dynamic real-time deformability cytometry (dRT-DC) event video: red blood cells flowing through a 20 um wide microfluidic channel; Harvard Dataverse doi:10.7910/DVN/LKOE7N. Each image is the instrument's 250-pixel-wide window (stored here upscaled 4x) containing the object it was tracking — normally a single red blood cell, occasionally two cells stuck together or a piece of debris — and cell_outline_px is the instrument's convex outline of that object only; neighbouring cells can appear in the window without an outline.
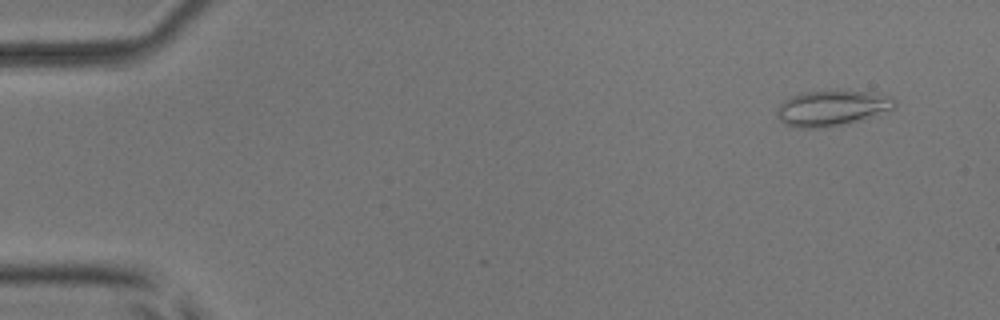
{"species": "common noctule bat (a hibernating species)", "species_latin": "Nyctalus noctula", "temperature_condition": "room temperature", "stored_images_in_passage": 7, "camera_frame_rate_fps": 3000, "um_per_image_px": 0.085, "animal": {"sex": "male", "body_mass_g": 17.9, "forearm_length_mm": 54.2}, "frame": {"image": 1, "passage_image": 4, "time_ms": 1.0, "image_size_px": [1000, 320], "cell_outline_px": [[896, 108], [848, 124], [824, 128], [796, 128], [784, 124], [776, 116], [776, 112], [780, 104], [784, 100], [800, 92], [836, 88], [868, 92], [892, 96], [896, 100]], "centroid_in_image_um": [70.71, 9.16], "position_along_channel_um": 14.3, "area_um2": 25.32}}